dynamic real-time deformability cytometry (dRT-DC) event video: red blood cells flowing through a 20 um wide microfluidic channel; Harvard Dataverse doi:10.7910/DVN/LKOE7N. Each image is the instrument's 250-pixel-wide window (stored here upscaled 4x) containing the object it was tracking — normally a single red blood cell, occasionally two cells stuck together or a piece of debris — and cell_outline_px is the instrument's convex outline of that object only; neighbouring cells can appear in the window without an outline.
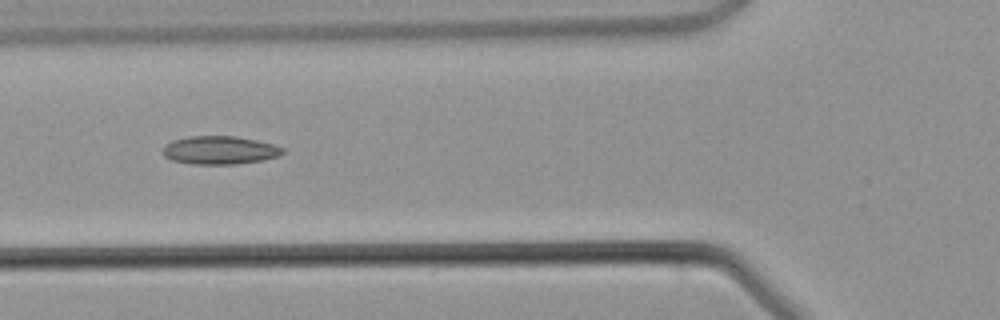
{"species": "common noctule bat (a hibernating species)", "species_latin": "Nyctalus noctula", "temperature_condition": "warm", "stored_images_in_passage": 5, "camera_frame_rate_fps": 3000, "um_per_image_px": 0.085, "animal": {"sex": "male", "body_mass_g": 21.5, "forearm_length_mm": 52.0}, "frame": {"image": 1, "passage_image": 5, "time_ms": 4.667, "image_size_px": [1000, 320], "cell_outline_px": [[284, 152], [280, 156], [264, 160], [236, 164], [192, 164], [172, 160], [164, 156], [164, 148], [172, 140], [188, 136], [236, 136], [276, 144], [284, 148]], "centroid_in_image_um": [18.74, 12.76], "position_along_channel_um": 107.1, "area_um2": 19.83}}